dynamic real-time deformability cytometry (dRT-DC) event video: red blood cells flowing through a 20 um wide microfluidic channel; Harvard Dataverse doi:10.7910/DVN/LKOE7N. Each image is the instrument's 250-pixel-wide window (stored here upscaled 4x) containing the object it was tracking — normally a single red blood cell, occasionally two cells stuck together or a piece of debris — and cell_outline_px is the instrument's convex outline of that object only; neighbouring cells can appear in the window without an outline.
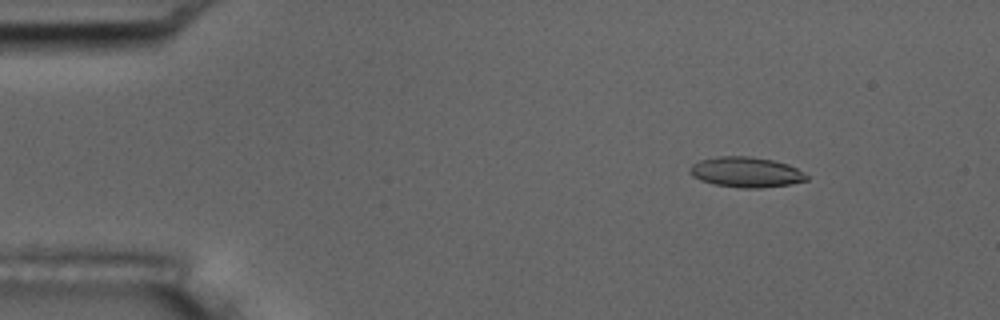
{"species": "common noctule bat (a hibernating species)", "species_latin": "Nyctalus noctula", "temperature_condition": "room temperature", "stored_images_in_passage": 15, "camera_frame_rate_fps": 3000, "um_per_image_px": 0.085, "animal": {"sex": "male", "body_mass_g": 17.5, "forearm_length_mm": 52.3}, "frame": {"image": 1, "passage_image": 3, "time_ms": 0.667, "image_size_px": [1000, 320], "cell_outline_px": [[808, 180], [792, 184], [760, 188], [740, 188], [712, 184], [700, 180], [692, 176], [688, 172], [688, 168], [692, 164], [700, 160], [716, 156], [752, 156], [772, 160], [788, 164], [796, 168], [808, 176]], "centroid_in_image_um": [63.38, 14.63], "position_along_channel_um": 21.6, "area_um2": 20.87}}
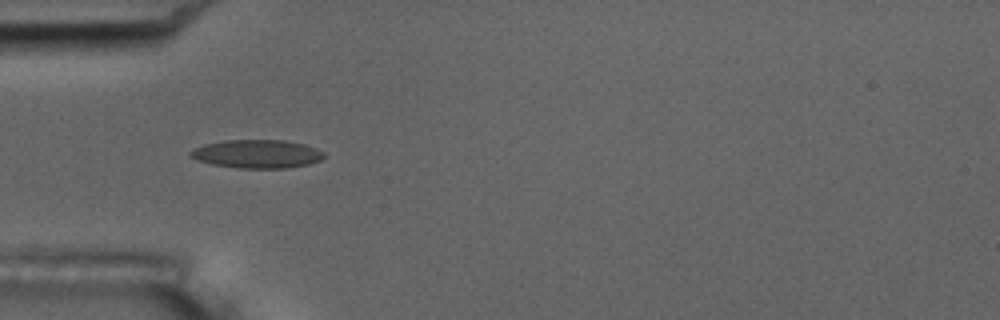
{"frame": {"image": 2, "passage_image": 5, "time_ms": 1.333, "image_size_px": [1000, 320], "cell_outline_px": [[324, 156], [320, 160], [308, 164], [288, 168], [240, 168], [212, 164], [196, 160], [188, 156], [188, 152], [204, 144], [224, 140], [284, 140], [304, 144], [316, 148], [324, 152]], "centroid_in_image_um": [21.83, 13.08], "position_along_channel_um": 63.2, "area_um2": 22.14}}